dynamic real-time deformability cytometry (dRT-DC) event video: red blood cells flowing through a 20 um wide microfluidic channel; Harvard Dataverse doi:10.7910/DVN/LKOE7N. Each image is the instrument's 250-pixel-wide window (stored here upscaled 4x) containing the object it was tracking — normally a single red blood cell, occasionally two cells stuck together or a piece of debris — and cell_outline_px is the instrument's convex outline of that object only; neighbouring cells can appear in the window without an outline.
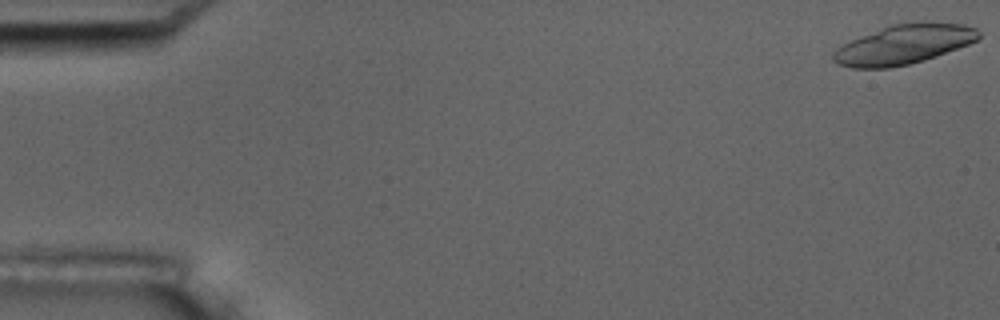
{"species": "common noctule bat (a hibernating species)", "species_latin": "Nyctalus noctula", "temperature_condition": "room temperature", "stored_images_in_passage": 22, "camera_frame_rate_fps": 3000, "um_per_image_px": 0.085, "animal": {"sex": "male", "body_mass_g": 17.5, "forearm_length_mm": 52.3}, "frame": {"image": 1, "passage_image": 1, "time_ms": 0.0, "image_size_px": [1000, 320], "cell_outline_px": [[980, 36], [976, 40], [968, 44], [936, 56], [924, 60], [908, 64], [888, 68], [852, 68], [836, 64], [832, 60], [832, 52], [836, 48], [852, 40], [892, 24], [920, 20], [928, 20], [964, 24], [976, 28], [980, 32]], "centroid_in_image_um": [76.84, 3.75], "position_along_channel_um": 8.2, "area_um2": 33.7}}